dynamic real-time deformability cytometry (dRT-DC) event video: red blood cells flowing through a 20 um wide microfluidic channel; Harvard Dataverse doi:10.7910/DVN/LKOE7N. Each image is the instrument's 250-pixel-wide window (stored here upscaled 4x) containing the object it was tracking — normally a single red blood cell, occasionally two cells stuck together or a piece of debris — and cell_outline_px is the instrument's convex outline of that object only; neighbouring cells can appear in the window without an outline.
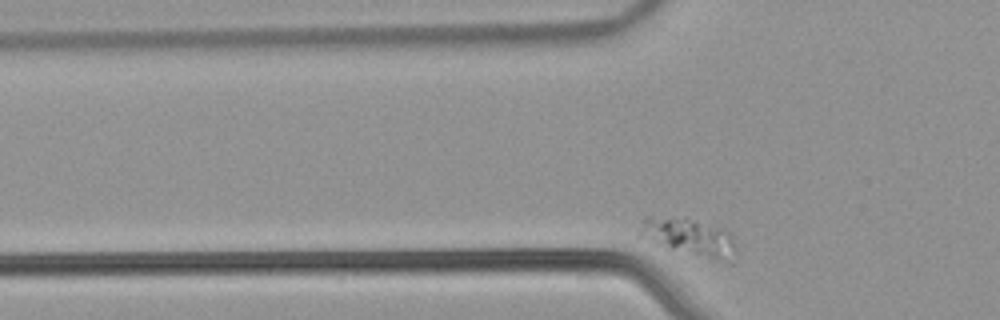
{"species": "common noctule bat (a hibernating species)", "species_latin": "Nyctalus noctula", "temperature_condition": "warm", "stored_images_in_passage": 31, "camera_frame_rate_fps": 3000, "um_per_image_px": 0.085, "animal": {"sex": "male", "body_mass_g": 21.5, "forearm_length_mm": 52.0}, "frame": {"image": 1, "passage_image": 2, "time_ms": 0.333, "image_size_px": [1000, 320], "cell_outline_px": [[736, 252], [724, 264], [672, 248], [640, 236], [640, 228], [644, 220], [648, 216], [688, 216], [728, 228], [736, 244]], "centroid_in_image_um": [58.71, 20.1], "position_along_channel_um": 67.1, "area_um2": 21.5}}
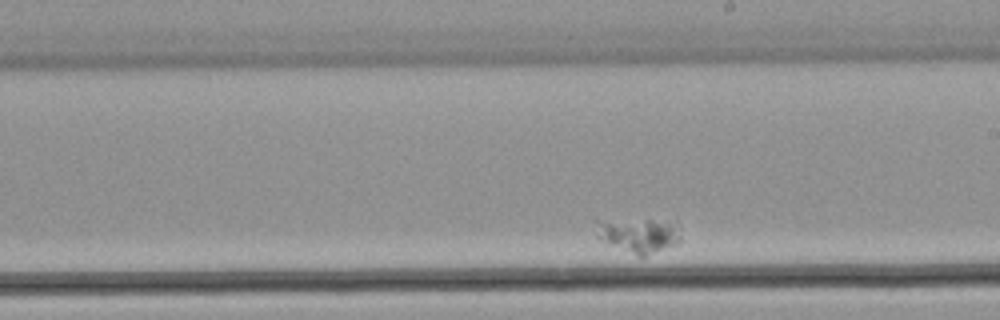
{"frame": {"image": 2, "passage_image": 19, "time_ms": 6.0, "image_size_px": [1000, 320], "cell_outline_px": [[680, 240], [676, 244], [644, 256], [640, 256], [608, 244], [600, 240], [596, 236], [596, 220], [676, 220], [680, 224]], "centroid_in_image_um": [54.32, 19.96], "position_along_channel_um": 234.7, "area_um2": 17.28}}
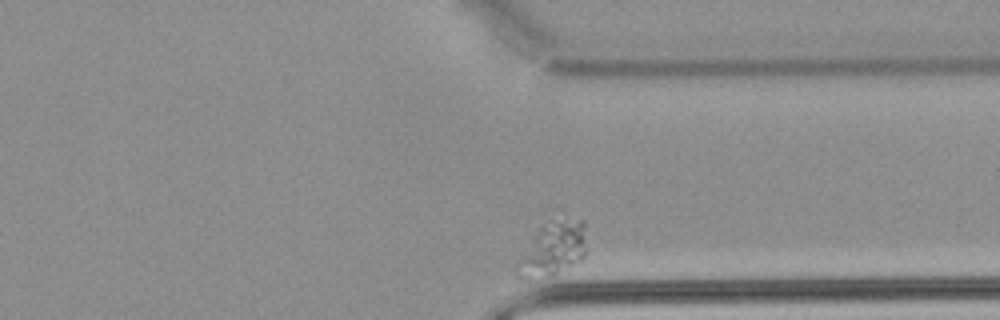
{"frame": {"image": 3, "passage_image": 31, "time_ms": 10.0, "image_size_px": [1000, 320], "cell_outline_px": [[584, 256], [580, 260], [552, 276], [528, 284], [516, 276], [516, 264], [540, 212], [584, 220]], "centroid_in_image_um": [46.83, 21.03], "position_along_channel_um": 364.6, "area_um2": 24.57}}